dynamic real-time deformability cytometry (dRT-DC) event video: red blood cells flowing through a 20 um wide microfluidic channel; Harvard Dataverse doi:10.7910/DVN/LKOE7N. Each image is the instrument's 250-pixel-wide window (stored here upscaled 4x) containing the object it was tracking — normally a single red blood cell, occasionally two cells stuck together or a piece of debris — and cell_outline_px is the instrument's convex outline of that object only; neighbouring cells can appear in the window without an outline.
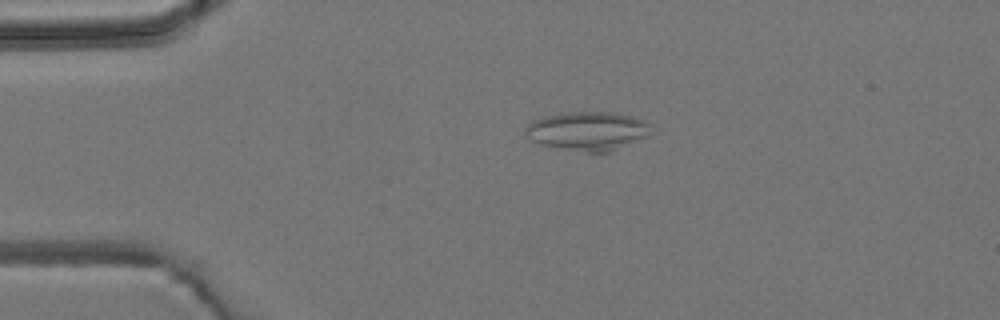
{"species": "common noctule bat (a hibernating species)", "species_latin": "Nyctalus noctula", "temperature_condition": "room temperature", "stored_images_in_passage": 4, "camera_frame_rate_fps": 3000, "um_per_image_px": 0.085, "animal": {"sex": "male", "body_mass_g": 19.2, "forearm_length_mm": 51.8}, "frame": {"image": 1, "passage_image": 3, "time_ms": 3.333, "image_size_px": [1000, 320], "cell_outline_px": [[648, 136], [612, 152], [588, 152], [536, 144], [524, 132], [524, 128], [532, 120], [544, 116], [564, 112], [616, 112], [632, 116], [648, 124]], "centroid_in_image_um": [49.9, 11.13], "position_along_channel_um": 35.1, "area_um2": 28.38}}